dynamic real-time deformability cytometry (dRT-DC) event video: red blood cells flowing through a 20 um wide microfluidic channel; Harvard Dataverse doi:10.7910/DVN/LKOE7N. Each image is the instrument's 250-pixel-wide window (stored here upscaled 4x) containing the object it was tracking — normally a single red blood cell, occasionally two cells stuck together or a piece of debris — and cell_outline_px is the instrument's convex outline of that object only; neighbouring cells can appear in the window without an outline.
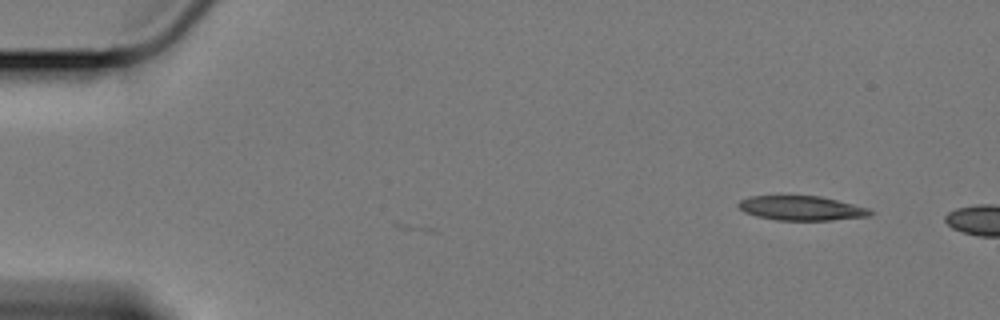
{"species": "Egyptian fruit bat (a non-hibernating species)", "species_latin": "Rousettus aegyptiacus", "temperature_condition": "cold", "stored_images_in_passage": 3, "camera_frame_rate_fps": 3000, "um_per_image_px": 0.085, "animal": {"sex": "female"}, "frame": {"image": 1, "passage_image": 1, "time_ms": 0.0, "image_size_px": [1000, 320], "cell_outline_px": [[872, 212], [868, 216], [832, 220], [776, 220], [756, 216], [744, 212], [736, 204], [740, 200], [752, 196], [820, 196], [868, 208]], "centroid_in_image_um": [68.07, 17.69], "position_along_channel_um": 16.9, "area_um2": 18.55}}